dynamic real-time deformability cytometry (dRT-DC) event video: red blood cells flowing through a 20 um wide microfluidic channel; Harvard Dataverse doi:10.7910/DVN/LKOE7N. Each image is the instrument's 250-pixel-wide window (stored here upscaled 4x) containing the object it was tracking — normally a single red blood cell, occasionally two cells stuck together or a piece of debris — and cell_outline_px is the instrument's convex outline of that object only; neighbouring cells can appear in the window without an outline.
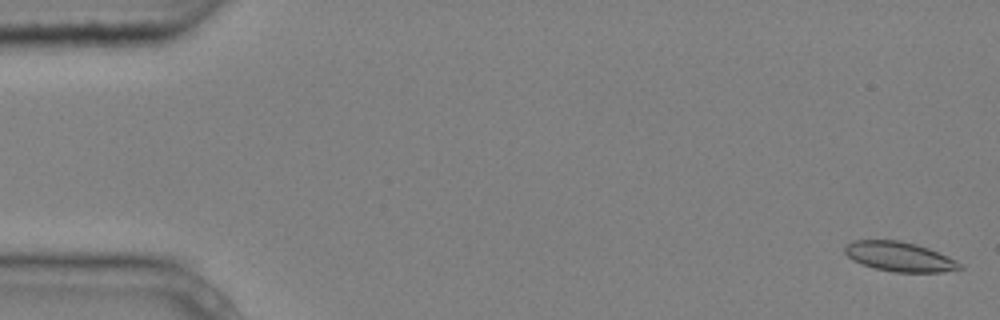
{"species": "common noctule bat (a hibernating species)", "species_latin": "Nyctalus noctula", "temperature_condition": "cold", "stored_images_in_passage": 4, "camera_frame_rate_fps": 3000, "um_per_image_px": 0.085, "animal": {"sex": "male", "body_mass_g": 20.4}, "frame": {"image": 1, "passage_image": 1, "time_ms": 0.0, "image_size_px": [1000, 320], "cell_outline_px": [[964, 268], [940, 272], [896, 272], [876, 268], [852, 260], [844, 252], [844, 248], [852, 240], [900, 240], [916, 244], [928, 248], [948, 256], [956, 260]], "centroid_in_image_um": [76.46, 21.8], "position_along_channel_um": 8.5, "area_um2": 19.65}}
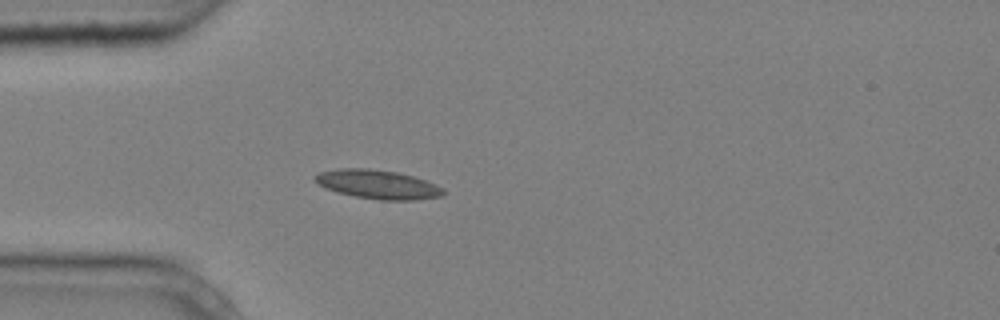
{"frame": {"image": 2, "passage_image": 4, "time_ms": 1.0, "image_size_px": [1000, 320], "cell_outline_px": [[444, 196], [416, 200], [380, 200], [356, 196], [336, 192], [324, 188], [312, 180], [312, 176], [320, 172], [340, 168], [368, 168], [396, 172], [412, 176], [424, 180], [444, 188]], "centroid_in_image_um": [32.07, 15.67], "position_along_channel_um": 52.9, "area_um2": 21.73}}